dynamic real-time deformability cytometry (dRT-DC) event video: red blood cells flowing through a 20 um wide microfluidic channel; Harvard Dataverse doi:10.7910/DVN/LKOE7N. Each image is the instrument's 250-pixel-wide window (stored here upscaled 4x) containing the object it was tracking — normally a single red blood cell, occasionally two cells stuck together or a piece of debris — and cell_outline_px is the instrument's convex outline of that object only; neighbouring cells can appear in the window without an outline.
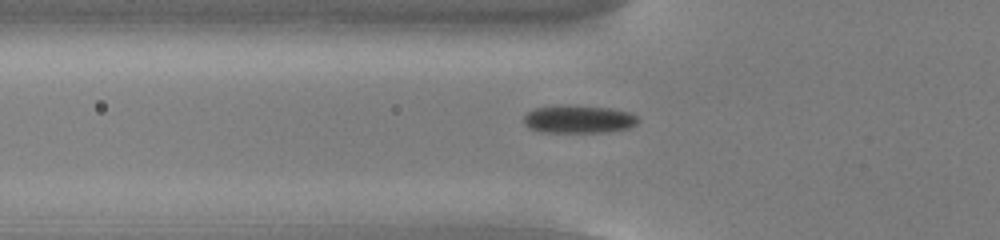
{"species": "common noctule bat (a hibernating species)", "species_latin": "Nyctalus noctula", "temperature_condition": "cold", "stored_images_in_passage": 54, "camera_frame_rate_fps": 3000, "um_per_image_px": 0.085, "animal": {"sex": "male", "body_mass_g": 13.0, "forearm_length_mm": 53.1}, "frame": {"image": 1, "passage_image": 19, "time_ms": 6.0, "image_size_px": [1000, 240], "cell_outline_px": [[640, 120], [636, 124], [628, 128], [608, 132], [536, 132], [528, 128], [524, 124], [524, 116], [528, 112], [536, 108], [608, 108], [628, 112], [636, 116]], "centroid_in_image_um": [49.19, 10.2], "position_along_channel_um": 76.6, "area_um2": 17.69}}
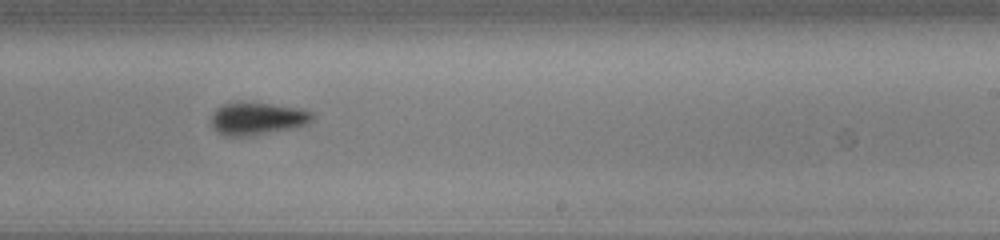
{"frame": {"image": 2, "passage_image": 34, "time_ms": 11.0, "image_size_px": [1000, 240], "cell_outline_px": [[316, 116], [308, 124], [296, 128], [256, 136], [224, 136], [212, 124], [212, 116], [216, 108], [224, 104], [236, 100], [272, 104], [300, 108], [312, 112]], "centroid_in_image_um": [21.93, 10.07], "position_along_channel_um": 267.1, "area_um2": 19.71}}
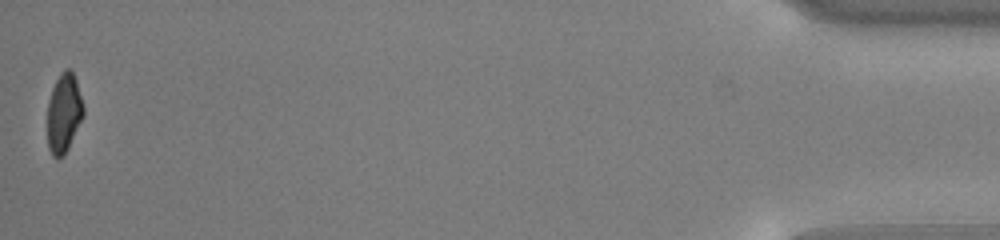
{"frame": {"image": 3, "passage_image": 54, "time_ms": 17.667, "image_size_px": [1000, 240], "cell_outline_px": [[84, 116], [64, 156], [52, 156], [48, 148], [48, 100], [52, 88], [60, 72], [64, 68], [68, 68], [72, 72], [76, 80], [84, 108]], "centroid_in_image_um": [5.43, 9.59], "position_along_channel_um": 429.8, "area_um2": 16.59}, "authors_computed_cell_mechanics": {"area_um2": 18.0336, "velocity_mm_per_s": 3.8037, "shape_relaxation_time_tau1_ms": 4.4325, "shape_relaxation_time_tau2_ms": null, "deformation_change_tau1": 0.1523, "deformation_change_tau2": null}}